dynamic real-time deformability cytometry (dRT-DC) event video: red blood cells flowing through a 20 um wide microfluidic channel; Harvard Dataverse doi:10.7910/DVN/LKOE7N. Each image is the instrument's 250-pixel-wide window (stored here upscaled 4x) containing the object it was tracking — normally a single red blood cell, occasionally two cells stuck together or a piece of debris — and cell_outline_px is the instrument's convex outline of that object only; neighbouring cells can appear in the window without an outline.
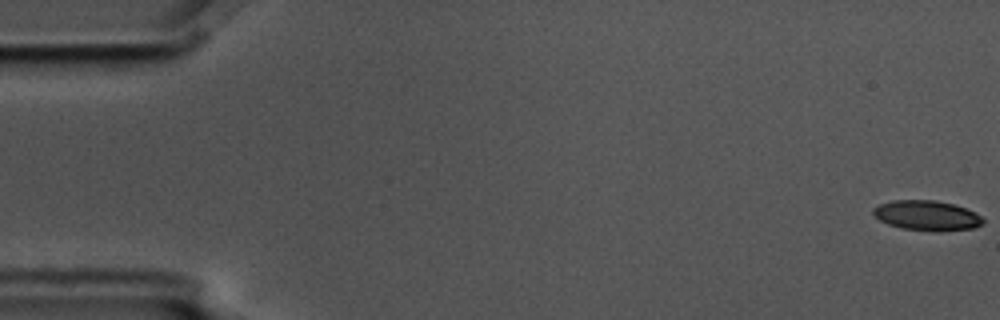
{"species": "common noctule bat (a hibernating species)", "species_latin": "Nyctalus noctula", "temperature_condition": "cold", "stored_images_in_passage": 57, "camera_frame_rate_fps": 3000, "um_per_image_px": 0.085, "animal": {"sex": "male", "body_mass_g": 17.5, "forearm_length_mm": 52.3}, "frame": {"image": 1, "passage_image": 1, "time_ms": 0.0, "image_size_px": [1000, 320], "cell_outline_px": [[984, 224], [972, 228], [936, 232], [900, 228], [888, 224], [880, 220], [872, 212], [872, 208], [880, 204], [892, 200], [936, 200], [952, 204], [964, 208], [980, 216], [984, 220]], "centroid_in_image_um": [78.76, 18.32], "position_along_channel_um": 6.2, "area_um2": 19.13}}
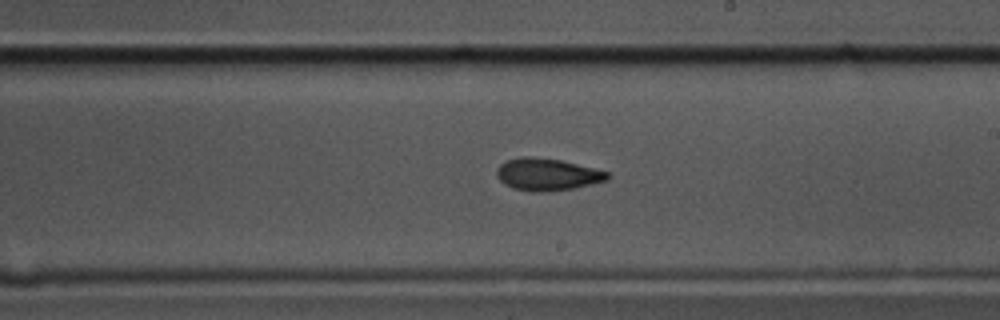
{"frame": {"image": 2, "passage_image": 33, "time_ms": 10.667, "image_size_px": [1000, 320], "cell_outline_px": [[612, 176], [608, 180], [576, 188], [548, 192], [532, 192], [512, 188], [504, 184], [496, 176], [496, 168], [504, 160], [520, 156], [528, 156], [560, 160], [608, 172]], "centroid_in_image_um": [46.48, 14.83], "position_along_channel_um": 242.5, "area_um2": 21.04}}
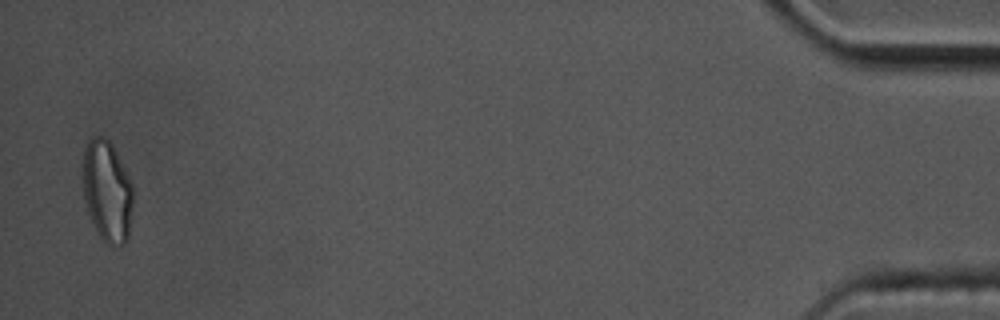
{"frame": {"image": 3, "passage_image": 56, "time_ms": 18.333, "image_size_px": [1000, 320], "cell_outline_px": [[132, 204], [128, 240], [124, 244], [112, 248], [100, 236], [88, 212], [84, 200], [84, 144], [92, 136], [104, 136], [112, 144], [132, 184]], "centroid_in_image_um": [9.11, 16.25], "position_along_channel_um": 426.1, "area_um2": 29.42}, "authors_computed_cell_mechanics": {"area_um2": 20.4612, "velocity_mm_per_s": 3.5717, "shape_relaxation_time_tau1_ms": null, "shape_relaxation_time_tau2_ms": 5.4838, "deformation_change_tau1": null, "deformation_change_tau2": 0.1206}}